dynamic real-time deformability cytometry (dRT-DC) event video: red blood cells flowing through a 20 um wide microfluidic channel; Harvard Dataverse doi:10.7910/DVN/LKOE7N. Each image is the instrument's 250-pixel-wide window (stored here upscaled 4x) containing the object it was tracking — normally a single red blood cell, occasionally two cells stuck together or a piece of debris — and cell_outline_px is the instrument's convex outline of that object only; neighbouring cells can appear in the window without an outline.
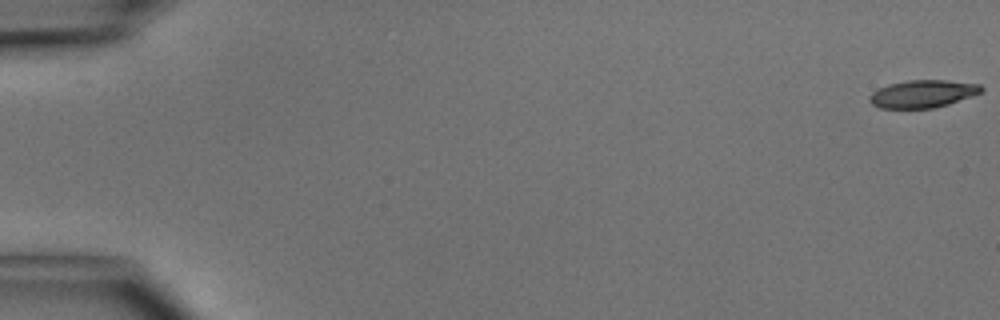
{"species": "common noctule bat (a hibernating species)", "species_latin": "Nyctalus noctula", "temperature_condition": "cold", "stored_images_in_passage": 17, "camera_frame_rate_fps": 3000, "um_per_image_px": 0.085, "animal": {"sex": "male", "body_mass_g": 15.6}, "frame": {"image": 1, "passage_image": 1, "time_ms": 0.0, "image_size_px": [1000, 320], "cell_outline_px": [[984, 88], [980, 92], [948, 104], [932, 108], [880, 108], [872, 104], [868, 100], [868, 96], [872, 92], [888, 84], [908, 80], [944, 80], [980, 84]], "centroid_in_image_um": [78.38, 7.97], "position_along_channel_um": 6.6, "area_um2": 17.8}}
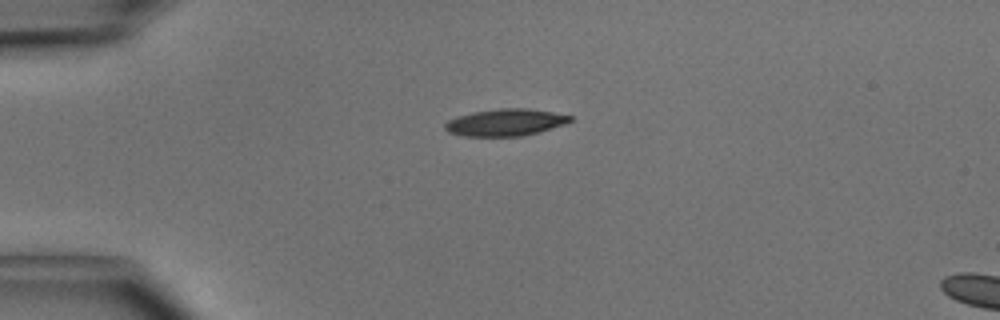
{"frame": {"image": 2, "passage_image": 13, "time_ms": 4.0, "image_size_px": [1000, 320], "cell_outline_px": [[572, 120], [564, 124], [536, 132], [520, 136], [464, 136], [448, 132], [444, 128], [444, 124], [448, 120], [472, 112], [500, 108], [528, 108], [552, 112], [572, 116]], "centroid_in_image_um": [42.93, 10.4], "position_along_channel_um": 42.1, "area_um2": 19.42}}